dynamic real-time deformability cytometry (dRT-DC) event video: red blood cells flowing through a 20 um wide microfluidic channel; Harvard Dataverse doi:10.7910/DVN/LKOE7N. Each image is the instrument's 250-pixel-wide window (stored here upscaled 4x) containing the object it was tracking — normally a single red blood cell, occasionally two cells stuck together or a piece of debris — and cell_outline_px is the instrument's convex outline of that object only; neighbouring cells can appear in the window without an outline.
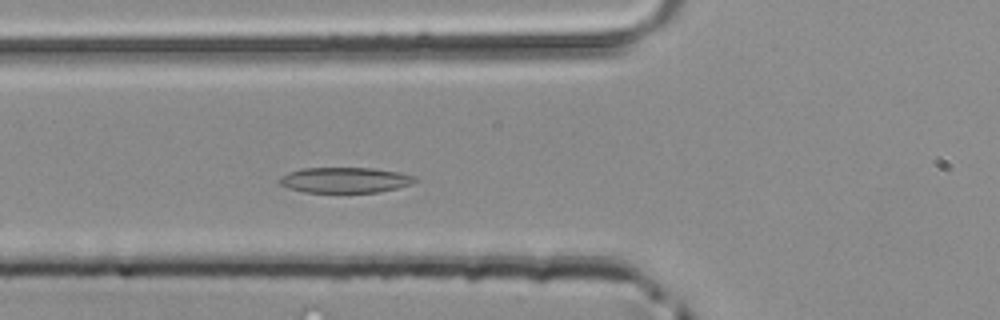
{"species": "common noctule bat (a hibernating species)", "species_latin": "Nyctalus noctula", "temperature_condition": "room temperature", "stored_images_in_passage": 43, "camera_frame_rate_fps": 3000, "um_per_image_px": 0.085, "animal": {"sex": "male", "body_mass_g": 20.4}, "frame": {"image": 1, "passage_image": 12, "time_ms": 3.667, "image_size_px": [1000, 320], "cell_outline_px": [[420, 180], [412, 184], [380, 192], [304, 192], [288, 188], [280, 184], [276, 180], [280, 176], [288, 172], [300, 168], [372, 168], [400, 172], [416, 176]], "centroid_in_image_um": [29.33, 15.3], "position_along_channel_um": 96.5, "area_um2": 20.4}}
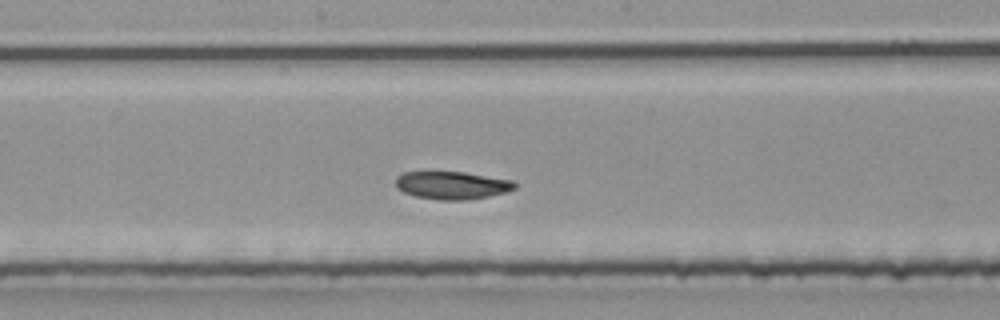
{"frame": {"image": 2, "passage_image": 20, "time_ms": 6.333, "image_size_px": [1000, 320], "cell_outline_px": [[516, 188], [508, 192], [468, 200], [440, 200], [416, 196], [404, 192], [396, 188], [396, 176], [404, 172], [464, 172], [512, 180], [516, 184]], "centroid_in_image_um": [38.43, 15.75], "position_along_channel_um": 209.8, "area_um2": 19.31}}
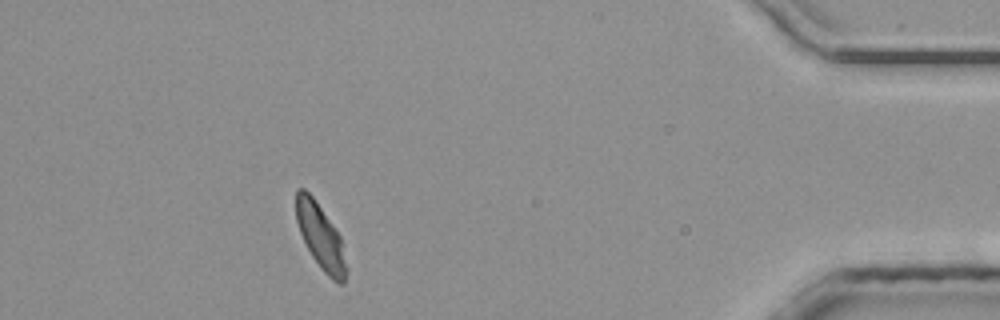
{"frame": {"image": 3, "passage_image": 38, "time_ms": 12.333, "image_size_px": [1000, 320], "cell_outline_px": [[348, 268], [344, 284], [340, 284], [332, 280], [320, 268], [312, 256], [300, 232], [296, 220], [296, 188], [304, 188], [312, 196], [340, 236]], "centroid_in_image_um": [27.26, 20.15], "position_along_channel_um": 407.9, "area_um2": 18.84}}